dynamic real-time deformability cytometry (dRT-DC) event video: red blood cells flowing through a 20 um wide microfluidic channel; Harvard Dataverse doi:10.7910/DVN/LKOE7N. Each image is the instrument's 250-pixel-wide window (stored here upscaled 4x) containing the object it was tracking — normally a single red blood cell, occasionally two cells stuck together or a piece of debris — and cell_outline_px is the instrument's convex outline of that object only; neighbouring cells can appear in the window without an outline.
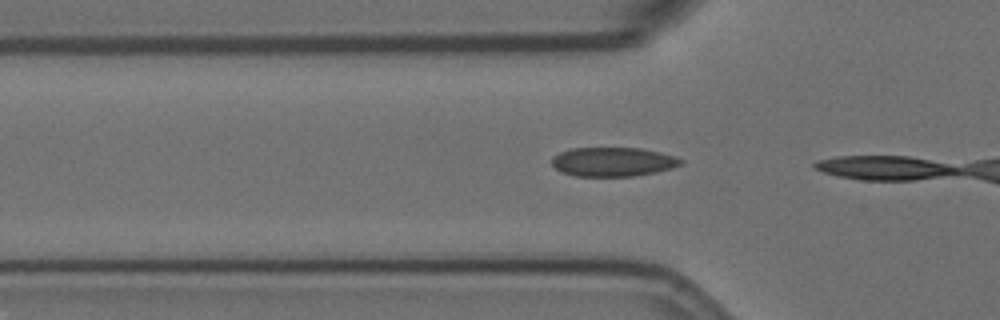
{"species": "Egyptian fruit bat (a non-hibernating species)", "species_latin": "Rousettus aegyptiacus", "temperature_condition": "room temperature", "stored_images_in_passage": 4, "camera_frame_rate_fps": 3000, "um_per_image_px": 0.085, "animal": {"sex": "female"}, "frame": {"image": 1, "passage_image": 3, "time_ms": 0.667, "image_size_px": [1000, 320], "cell_outline_px": [[684, 164], [672, 168], [656, 172], [632, 176], [576, 176], [564, 172], [556, 168], [552, 164], [552, 156], [560, 152], [572, 148], [640, 148], [660, 152], [676, 156], [684, 160]], "centroid_in_image_um": [52.15, 13.75], "position_along_channel_um": 73.7, "area_um2": 21.91}}